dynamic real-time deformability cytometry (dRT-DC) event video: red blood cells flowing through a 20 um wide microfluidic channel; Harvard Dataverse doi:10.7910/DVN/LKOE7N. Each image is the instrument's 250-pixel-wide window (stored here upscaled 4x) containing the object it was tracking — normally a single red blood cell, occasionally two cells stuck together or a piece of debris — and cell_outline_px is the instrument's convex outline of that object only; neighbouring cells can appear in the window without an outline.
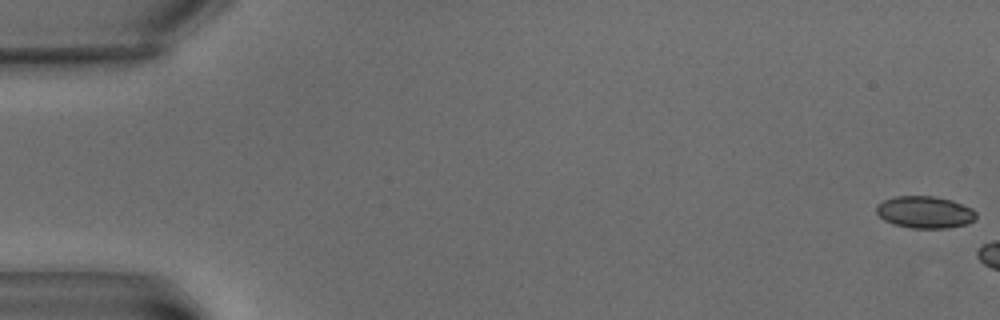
{"species": "common noctule bat (a hibernating species)", "species_latin": "Nyctalus noctula", "temperature_condition": "warm", "stored_images_in_passage": 8, "camera_frame_rate_fps": 3000, "um_per_image_px": 0.085, "animal": {"sex": "male", "body_mass_g": 15.6}, "frame": {"image": 1, "passage_image": 1, "time_ms": 0.0, "image_size_px": [1000, 320], "cell_outline_px": [[976, 220], [968, 224], [944, 228], [912, 228], [892, 224], [884, 220], [876, 212], [876, 204], [884, 200], [896, 196], [932, 196], [952, 200], [972, 208], [976, 212]], "centroid_in_image_um": [78.62, 18.04], "position_along_channel_um": 6.4, "area_um2": 18.73}}
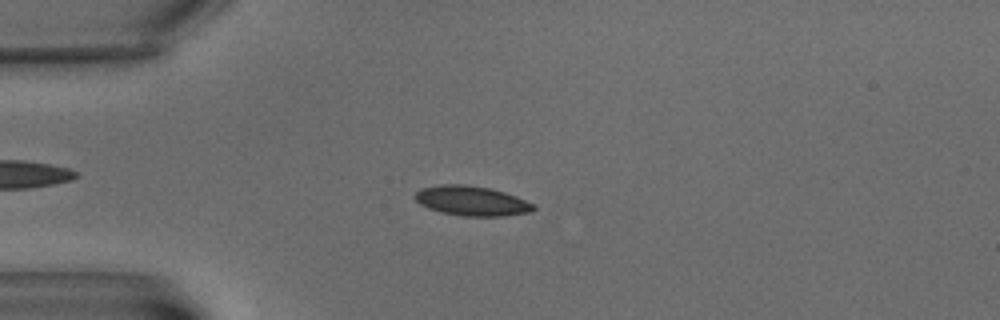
{"frame": {"image": 2, "passage_image": 7, "time_ms": 8.0, "image_size_px": [1000, 320], "cell_outline_px": [[536, 208], [532, 212], [504, 216], [460, 216], [440, 212], [428, 208], [420, 204], [412, 196], [420, 188], [440, 184], [464, 184], [488, 188], [504, 192], [516, 196], [536, 204]], "centroid_in_image_um": [40.09, 17.08], "position_along_channel_um": 44.9, "area_um2": 20.81}}